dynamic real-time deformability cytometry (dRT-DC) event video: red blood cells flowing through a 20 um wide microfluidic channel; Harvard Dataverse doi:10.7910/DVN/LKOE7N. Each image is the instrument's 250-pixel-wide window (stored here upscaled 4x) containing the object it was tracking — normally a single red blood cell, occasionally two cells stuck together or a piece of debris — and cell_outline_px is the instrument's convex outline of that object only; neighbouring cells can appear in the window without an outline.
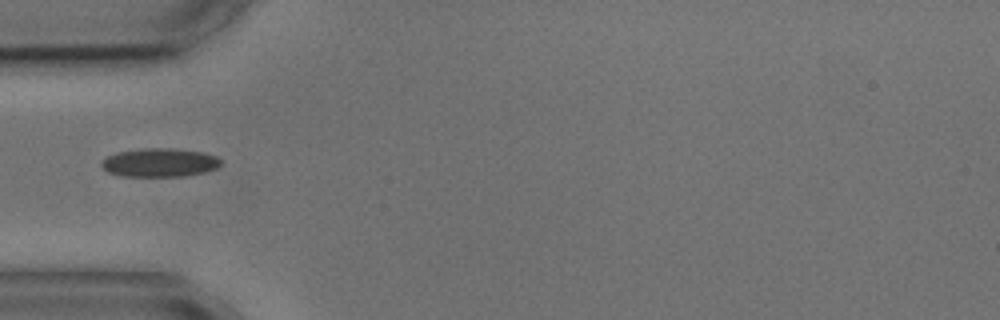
{"species": "common noctule bat (a hibernating species)", "species_latin": "Nyctalus noctula", "temperature_condition": "cold", "stored_images_in_passage": 1, "camera_frame_rate_fps": 3000, "um_per_image_px": 0.085, "animal": {"sex": "male", "body_mass_g": 17.9, "forearm_length_mm": 54.2}, "frame": {"image": 1, "passage_image": 1, "time_ms": 0.0, "image_size_px": [1000, 320], "cell_outline_px": [[220, 164], [216, 168], [204, 172], [184, 176], [120, 176], [108, 172], [100, 164], [100, 160], [116, 152], [144, 148], [172, 148], [204, 152], [216, 156], [220, 160]], "centroid_in_image_um": [13.54, 13.81], "position_along_channel_um": 71.5, "area_um2": 19.94}}